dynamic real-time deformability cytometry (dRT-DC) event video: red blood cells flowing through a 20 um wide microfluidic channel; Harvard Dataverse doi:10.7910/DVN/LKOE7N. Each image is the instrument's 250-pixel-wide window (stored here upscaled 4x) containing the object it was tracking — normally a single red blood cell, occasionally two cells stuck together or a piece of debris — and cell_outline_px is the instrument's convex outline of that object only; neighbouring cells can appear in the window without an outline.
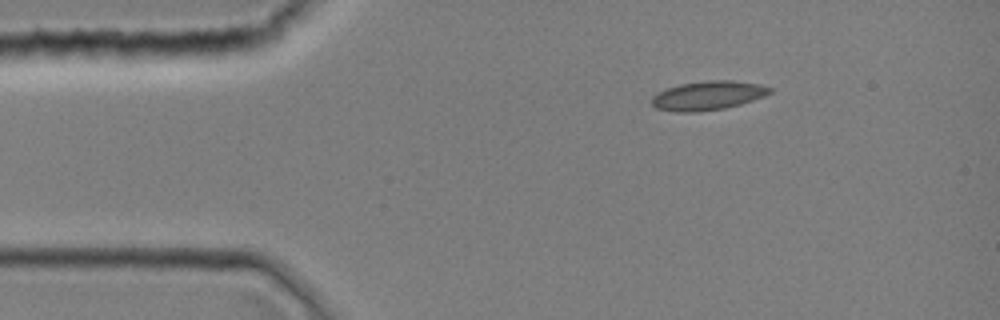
{"species": "common noctule bat (a hibernating species)", "species_latin": "Nyctalus noctula", "temperature_condition": "room temperature", "stored_images_in_passage": 1, "camera_frame_rate_fps": 3000, "um_per_image_px": 0.085, "animal": {"sex": "female", "body_mass_g": 19.0, "forearm_length_mm": 51.5}, "frame": {"image": 1, "passage_image": 1, "time_ms": 0.0, "image_size_px": [1000, 320], "cell_outline_px": [[772, 92], [764, 96], [740, 104], [724, 108], [696, 112], [676, 112], [656, 108], [652, 104], [652, 96], [668, 88], [680, 84], [708, 80], [732, 80], [760, 84], [772, 88]], "centroid_in_image_um": [60.19, 8.12], "position_along_channel_um": 24.8, "area_um2": 19.83}}